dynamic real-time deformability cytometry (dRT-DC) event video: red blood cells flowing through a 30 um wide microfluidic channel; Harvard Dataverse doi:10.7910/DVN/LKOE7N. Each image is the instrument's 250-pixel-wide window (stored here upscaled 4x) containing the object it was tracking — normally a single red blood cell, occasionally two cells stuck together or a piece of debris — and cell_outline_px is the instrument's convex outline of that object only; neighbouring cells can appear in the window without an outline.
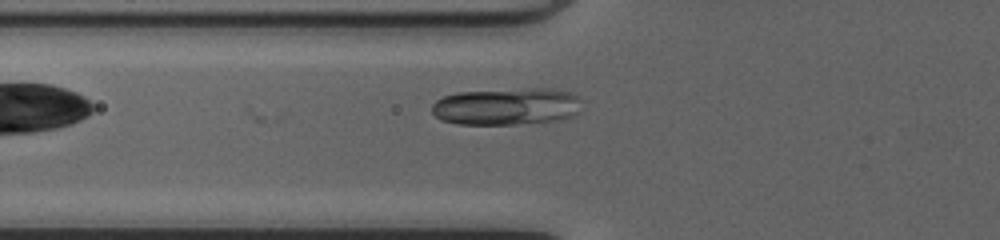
{"species": "common noctule bat (a hibernating species)", "species_latin": "Nyctalus noctula", "temperature_condition": "cold", "stored_images_in_passage": 10, "camera_frame_rate_fps": 3000, "um_per_image_px": 0.085, "animal": {"sex": "female", "body_mass_g": 20.0, "forearm_length_mm": 54.0}, "frame": {"image": 1, "passage_image": 2, "time_ms": 0.333, "image_size_px": [1000, 240], "cell_outline_px": [[580, 100], [576, 112], [572, 116], [564, 120], [516, 124], [456, 124], [440, 120], [432, 112], [432, 104], [436, 100], [444, 96], [456, 92], [532, 88], [548, 88], [572, 92], [580, 96]], "centroid_in_image_um": [43.06, 9.05], "position_along_channel_um": 82.7, "area_um2": 32.66}}